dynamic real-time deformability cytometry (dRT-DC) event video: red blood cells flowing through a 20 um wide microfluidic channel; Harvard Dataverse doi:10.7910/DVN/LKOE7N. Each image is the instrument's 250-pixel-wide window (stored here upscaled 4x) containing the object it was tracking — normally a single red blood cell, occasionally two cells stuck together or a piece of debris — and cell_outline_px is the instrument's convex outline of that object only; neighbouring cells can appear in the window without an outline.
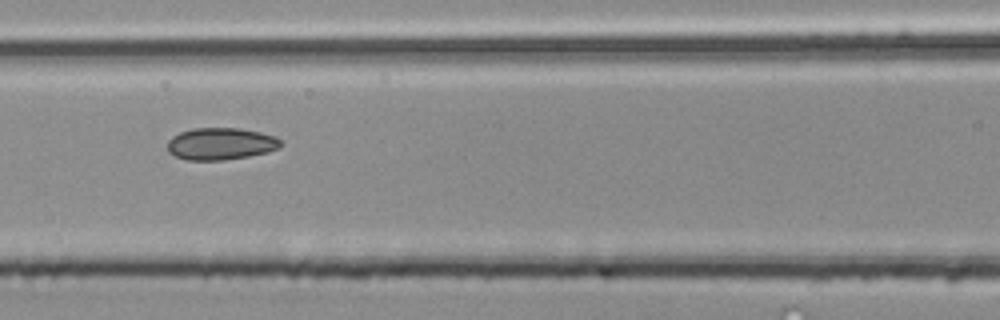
{"species": "common noctule bat (a hibernating species)", "species_latin": "Nyctalus noctula", "temperature_condition": "room temperature", "stored_images_in_passage": 3, "camera_frame_rate_fps": 3000, "um_per_image_px": 0.085, "animal": {"sex": "male", "body_mass_g": 20.4}, "frame": {"image": 1, "passage_image": 3, "time_ms": 0.667, "image_size_px": [1000, 320], "cell_outline_px": [[284, 144], [280, 148], [268, 152], [248, 156], [224, 160], [188, 160], [176, 156], [168, 152], [168, 140], [172, 136], [180, 132], [192, 128], [240, 128], [260, 132], [272, 136], [280, 140]], "centroid_in_image_um": [18.76, 12.22], "position_along_channel_um": 147.8, "area_um2": 21.21}}